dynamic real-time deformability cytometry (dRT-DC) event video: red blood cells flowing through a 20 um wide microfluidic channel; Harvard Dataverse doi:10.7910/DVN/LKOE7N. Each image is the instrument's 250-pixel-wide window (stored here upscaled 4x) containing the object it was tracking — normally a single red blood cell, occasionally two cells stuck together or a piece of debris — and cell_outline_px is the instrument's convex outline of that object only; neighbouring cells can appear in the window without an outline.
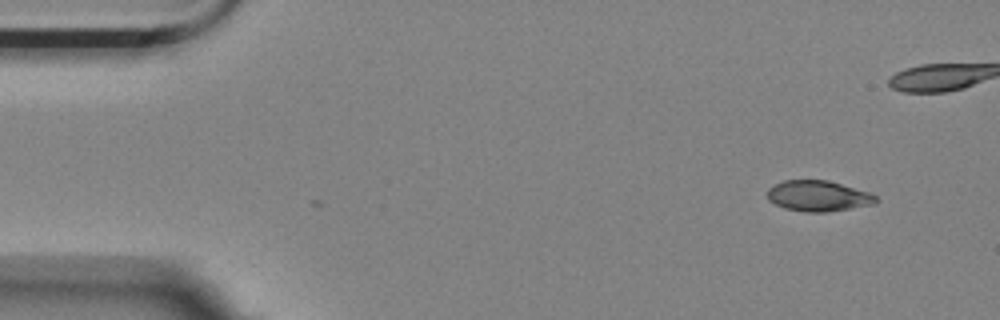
{"species": "Egyptian fruit bat (a non-hibernating species)", "species_latin": "Rousettus aegyptiacus", "temperature_condition": "room temperature", "stored_images_in_passage": 4, "camera_frame_rate_fps": 3000, "um_per_image_px": 0.085, "animal": {"sex": "female"}, "frame": {"image": 1, "passage_image": 4, "time_ms": 1.0, "image_size_px": [1000, 320], "cell_outline_px": [[880, 200], [876, 204], [828, 212], [804, 212], [784, 208], [768, 200], [768, 188], [784, 180], [828, 180], [868, 192], [876, 196]], "centroid_in_image_um": [69.57, 16.67], "position_along_channel_um": 15.4, "area_um2": 19.48}}